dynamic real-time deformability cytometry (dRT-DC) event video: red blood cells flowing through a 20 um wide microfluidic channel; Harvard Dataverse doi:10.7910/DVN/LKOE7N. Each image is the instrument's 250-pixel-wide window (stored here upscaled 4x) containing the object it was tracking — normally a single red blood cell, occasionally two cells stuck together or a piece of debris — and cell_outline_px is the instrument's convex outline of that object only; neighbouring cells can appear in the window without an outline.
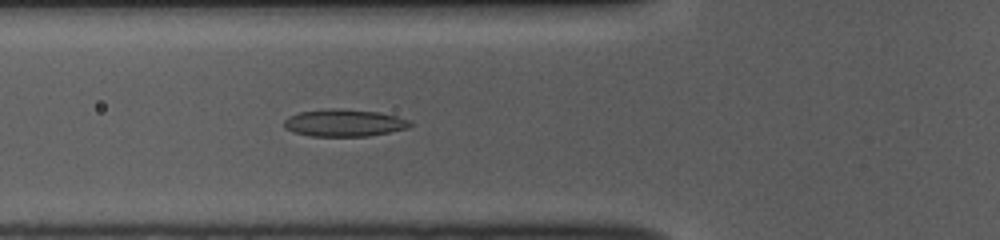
{"species": "common noctule bat (a hibernating species)", "species_latin": "Nyctalus noctula", "temperature_condition": "room temperature", "stored_images_in_passage": 52, "camera_frame_rate_fps": 3000, "um_per_image_px": 0.085, "animal": {"sex": "female", "body_mass_g": 10.0, "forearm_length_mm": 53.1}, "frame": {"image": 1, "passage_image": 18, "time_ms": 5.667, "image_size_px": [1000, 240], "cell_outline_px": [[412, 124], [408, 128], [368, 136], [312, 136], [296, 132], [284, 128], [284, 120], [288, 116], [300, 112], [328, 108], [336, 108], [380, 112], [396, 116], [408, 120]], "centroid_in_image_um": [29.24, 10.44], "position_along_channel_um": 96.6, "area_um2": 19.88}}
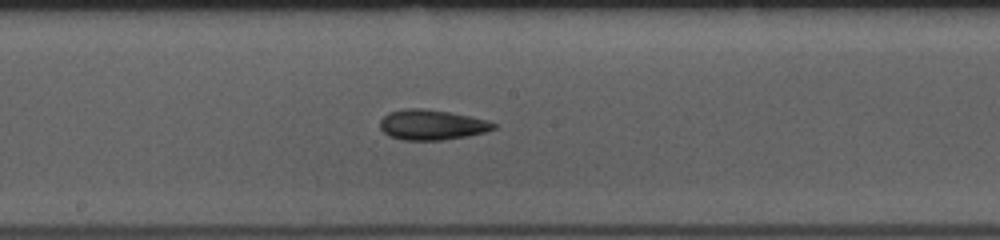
{"frame": {"image": 2, "passage_image": 27, "time_ms": 8.667, "image_size_px": [1000, 240], "cell_outline_px": [[496, 128], [484, 132], [468, 136], [444, 140], [404, 140], [388, 136], [380, 128], [380, 120], [388, 112], [404, 108], [420, 108], [448, 112], [468, 116], [484, 120], [496, 124]], "centroid_in_image_um": [36.65, 10.61], "position_along_channel_um": 211.5, "area_um2": 19.88}}
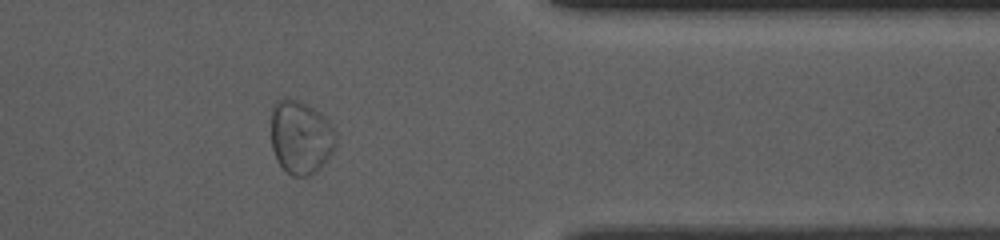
{"frame": {"image": 3, "passage_image": 42, "time_ms": 13.667, "image_size_px": [1000, 240], "cell_outline_px": [[336, 148], [320, 168], [316, 172], [308, 176], [292, 176], [276, 160], [272, 148], [272, 104], [276, 100], [284, 96], [300, 100], [320, 112], [332, 124], [336, 132]], "centroid_in_image_um": [25.57, 11.63], "position_along_channel_um": 385.8, "area_um2": 28.26}}